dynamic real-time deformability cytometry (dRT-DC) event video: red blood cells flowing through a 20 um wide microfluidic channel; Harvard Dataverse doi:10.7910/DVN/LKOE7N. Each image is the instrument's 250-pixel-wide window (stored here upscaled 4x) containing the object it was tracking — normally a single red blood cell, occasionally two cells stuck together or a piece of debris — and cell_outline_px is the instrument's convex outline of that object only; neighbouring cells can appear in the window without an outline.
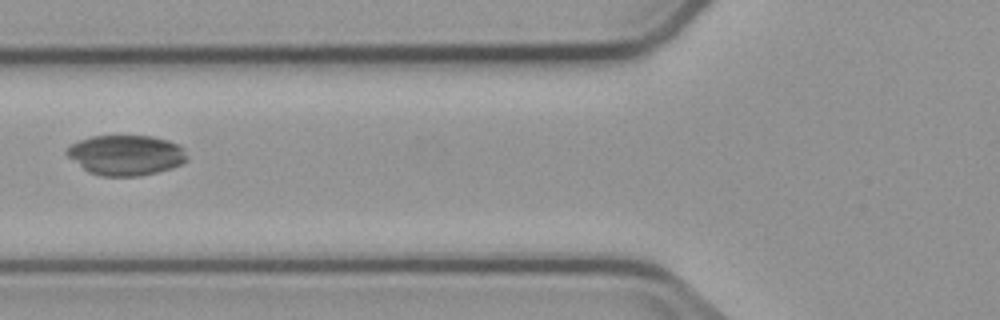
{"species": "common noctule bat (a hibernating species)", "species_latin": "Nyctalus noctula", "temperature_condition": "cold", "stored_images_in_passage": 5, "camera_frame_rate_fps": 3000, "um_per_image_px": 0.085, "animal": {"sex": "male", "body_mass_g": 23.1, "forearm_length_mm": 52.7}, "frame": {"image": 1, "passage_image": 2, "time_ms": 1.333, "image_size_px": [1000, 320], "cell_outline_px": [[188, 160], [172, 168], [140, 176], [104, 176], [88, 172], [68, 156], [64, 152], [72, 144], [80, 140], [92, 136], [152, 136], [168, 140], [180, 144], [184, 148], [188, 156]], "centroid_in_image_um": [10.74, 13.18], "position_along_channel_um": 115.1, "area_um2": 28.21}}
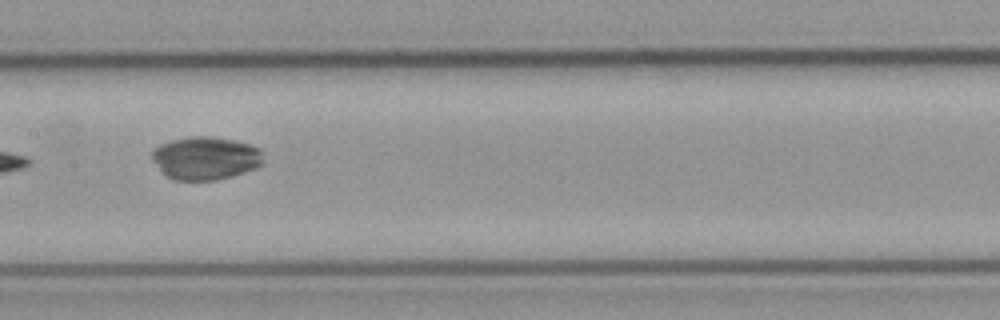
{"frame": {"image": 2, "passage_image": 4, "time_ms": 3.333, "image_size_px": [1000, 320], "cell_outline_px": [[264, 160], [256, 168], [232, 176], [216, 180], [172, 180], [152, 160], [152, 152], [160, 144], [172, 140], [188, 136], [212, 136], [236, 140], [260, 148]], "centroid_in_image_um": [17.49, 13.43], "position_along_channel_um": 189.9, "area_um2": 27.92}}
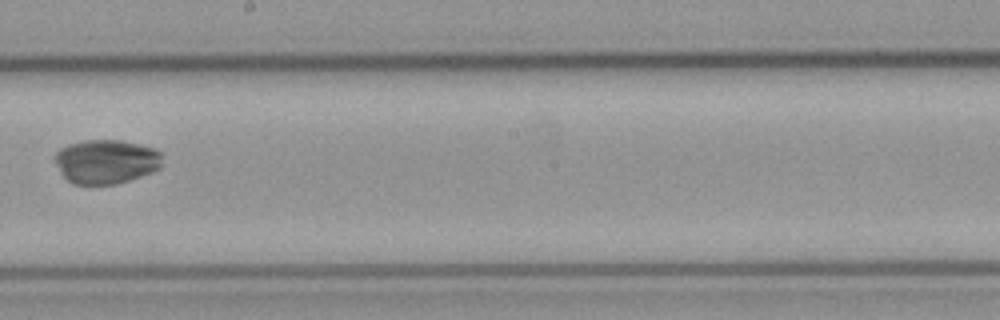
{"frame": {"image": 3, "passage_image": 5, "time_ms": 4.667, "image_size_px": [1000, 320], "cell_outline_px": [[160, 168], [152, 172], [116, 184], [72, 184], [60, 172], [56, 164], [56, 152], [60, 148], [68, 144], [88, 140], [120, 140], [140, 144], [152, 148], [160, 152]], "centroid_in_image_um": [9.0, 13.73], "position_along_channel_um": 239.2, "area_um2": 27.4}}